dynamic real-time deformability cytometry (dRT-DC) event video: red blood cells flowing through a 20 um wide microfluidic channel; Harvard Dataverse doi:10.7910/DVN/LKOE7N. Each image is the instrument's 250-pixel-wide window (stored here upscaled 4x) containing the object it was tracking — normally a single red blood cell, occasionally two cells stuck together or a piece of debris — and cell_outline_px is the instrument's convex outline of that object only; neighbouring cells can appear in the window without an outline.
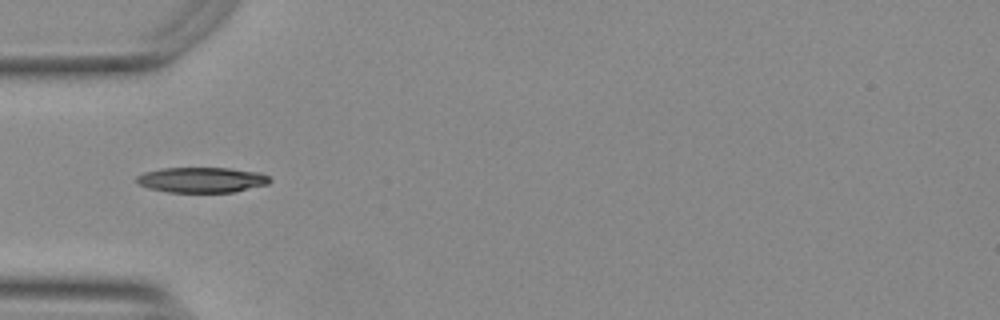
{"species": "Egyptian fruit bat (a non-hibernating species)", "species_latin": "Rousettus aegyptiacus", "temperature_condition": "warm", "stored_images_in_passage": 38, "camera_frame_rate_fps": 3000, "um_per_image_px": 0.085, "animal": {"sex": "female"}, "frame": {"image": 1, "passage_image": 1, "time_ms": 0.0, "image_size_px": [1000, 320], "cell_outline_px": [[272, 180], [268, 184], [232, 192], [168, 192], [148, 188], [140, 184], [136, 180], [136, 176], [144, 172], [160, 168], [232, 168], [260, 172], [268, 176]], "centroid_in_image_um": [17.16, 15.28], "position_along_channel_um": 67.8, "area_um2": 19.71}}
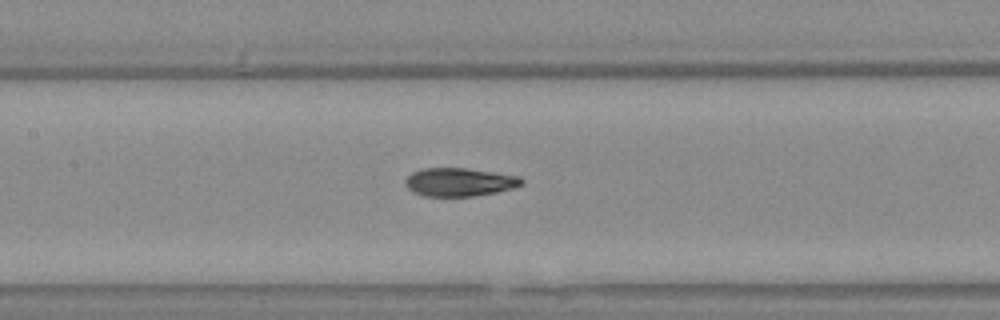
{"frame": {"image": 2, "passage_image": 9, "time_ms": 2.667, "image_size_px": [1000, 320], "cell_outline_px": [[524, 184], [512, 188], [496, 192], [472, 196], [424, 196], [412, 192], [404, 184], [404, 180], [412, 172], [420, 168], [468, 168], [520, 176], [524, 180]], "centroid_in_image_um": [39.03, 15.47], "position_along_channel_um": 168.4, "area_um2": 19.36}}
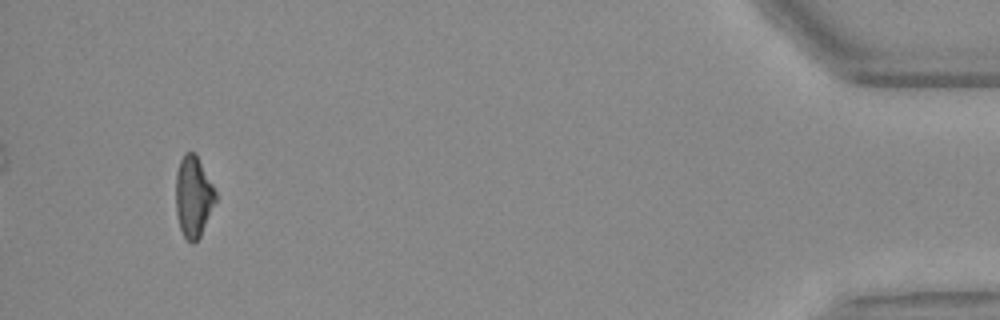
{"frame": {"image": 3, "passage_image": 35, "time_ms": 11.333, "image_size_px": [1000, 320], "cell_outline_px": [[216, 200], [200, 236], [192, 244], [184, 236], [180, 228], [176, 212], [176, 172], [180, 160], [184, 152], [192, 152], [196, 156], [212, 184], [216, 192]], "centroid_in_image_um": [16.42, 16.72], "position_along_channel_um": 418.8, "area_um2": 18.38}, "authors_computed_cell_mechanics": {"area_um2": 19.4786, "velocity_mm_per_s": 3.7499, "shape_relaxation_time_tau1_ms": 5.1321, "shape_relaxation_time_tau2_ms": 1.3847, "deformation_change_tau1": 0.194, "deformation_change_tau2": 0.0693}}